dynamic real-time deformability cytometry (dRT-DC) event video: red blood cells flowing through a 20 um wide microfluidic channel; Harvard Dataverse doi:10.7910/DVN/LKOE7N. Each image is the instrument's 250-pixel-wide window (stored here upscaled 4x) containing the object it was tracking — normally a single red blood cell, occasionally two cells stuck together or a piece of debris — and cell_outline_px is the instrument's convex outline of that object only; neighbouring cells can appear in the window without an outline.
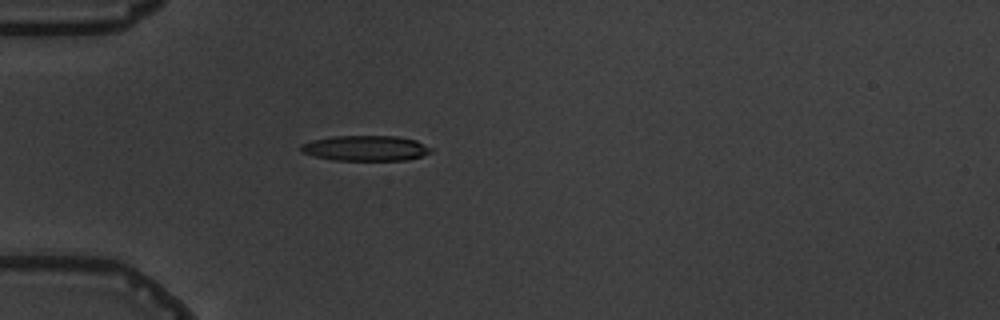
{"species": "common noctule bat (a hibernating species)", "species_latin": "Nyctalus noctula", "temperature_condition": "warm", "stored_images_in_passage": 5, "camera_frame_rate_fps": 3000, "um_per_image_px": 0.085, "animal": {"sex": "male", "body_mass_g": 19.5, "forearm_length_mm": 54.6}, "frame": {"image": 1, "passage_image": 5, "time_ms": 5.333, "image_size_px": [1000, 320], "cell_outline_px": [[432, 152], [420, 156], [404, 160], [332, 160], [300, 152], [300, 144], [312, 140], [332, 136], [396, 136], [416, 140], [432, 148]], "centroid_in_image_um": [31.05, 12.59], "position_along_channel_um": 54.0, "area_um2": 19.19}}